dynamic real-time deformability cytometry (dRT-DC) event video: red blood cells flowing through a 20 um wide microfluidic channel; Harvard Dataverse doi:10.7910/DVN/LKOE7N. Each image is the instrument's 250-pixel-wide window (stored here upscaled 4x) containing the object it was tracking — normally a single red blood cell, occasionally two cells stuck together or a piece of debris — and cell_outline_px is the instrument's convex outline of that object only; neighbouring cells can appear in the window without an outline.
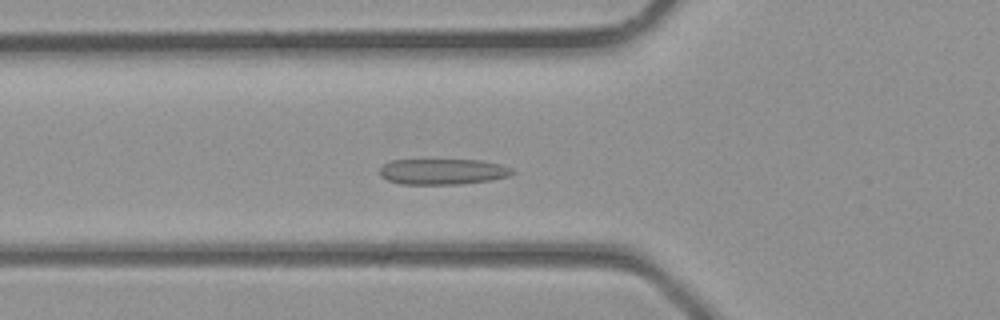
{"species": "common noctule bat (a hibernating species)", "species_latin": "Nyctalus noctula", "temperature_condition": "room temperature", "stored_images_in_passage": 36, "camera_frame_rate_fps": 3000, "um_per_image_px": 0.085, "animal": {"sex": "male", "body_mass_g": 23.1, "forearm_length_mm": 52.7}, "frame": {"image": 1, "passage_image": 11, "time_ms": 3.333, "image_size_px": [1000, 320], "cell_outline_px": [[516, 172], [508, 176], [492, 180], [460, 184], [400, 184], [388, 180], [380, 176], [380, 168], [384, 164], [392, 160], [480, 160], [500, 164], [512, 168]], "centroid_in_image_um": [37.65, 14.59], "position_along_channel_um": 88.2, "area_um2": 19.94}}
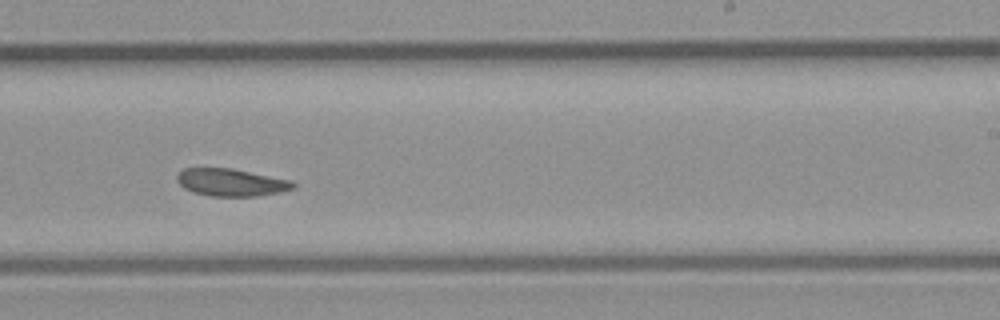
{"frame": {"image": 2, "passage_image": 21, "time_ms": 6.667, "image_size_px": [1000, 320], "cell_outline_px": [[296, 188], [280, 192], [256, 196], [212, 196], [192, 192], [184, 188], [176, 180], [176, 176], [184, 168], [232, 168], [292, 180], [296, 184]], "centroid_in_image_um": [19.67, 15.5], "position_along_channel_um": 269.3, "area_um2": 18.67}}
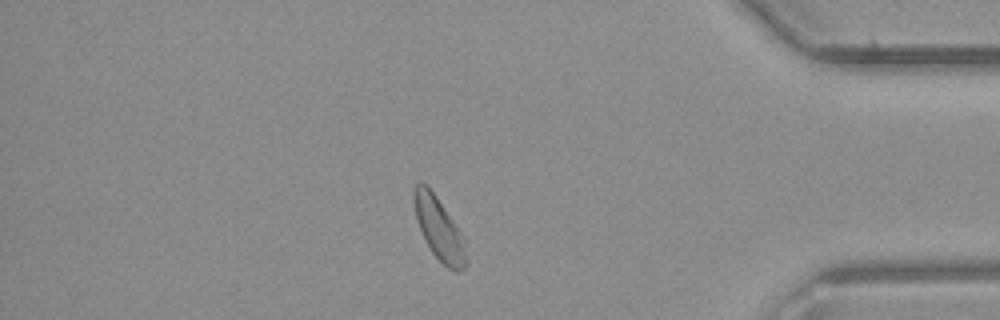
{"frame": {"image": 3, "passage_image": 30, "time_ms": 9.667, "image_size_px": [1000, 320], "cell_outline_px": [[468, 264], [464, 268], [456, 272], [448, 268], [432, 252], [416, 220], [412, 200], [412, 188], [420, 180], [436, 196], [460, 232], [464, 240], [468, 260]], "centroid_in_image_um": [37.3, 19.44], "position_along_channel_um": 397.9, "area_um2": 18.79}}